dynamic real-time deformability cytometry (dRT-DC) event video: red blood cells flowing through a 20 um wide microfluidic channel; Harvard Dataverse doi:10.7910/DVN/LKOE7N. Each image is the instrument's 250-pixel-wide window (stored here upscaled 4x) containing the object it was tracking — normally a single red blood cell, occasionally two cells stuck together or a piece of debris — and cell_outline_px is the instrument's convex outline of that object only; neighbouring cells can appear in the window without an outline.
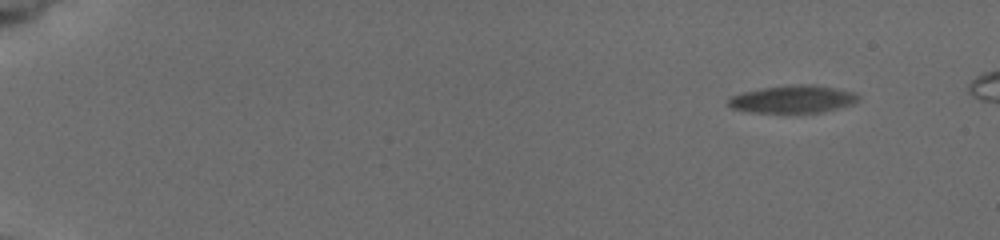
{"species": "common noctule bat (a hibernating species)", "species_latin": "Nyctalus noctula", "temperature_condition": "cold", "stored_images_in_passage": 9, "camera_frame_rate_fps": 3000, "um_per_image_px": 0.085, "animal": {"sex": "female", "body_mass_g": 19.5, "forearm_length_mm": 54.1}, "frame": {"image": 1, "passage_image": 1, "time_ms": 0.0, "image_size_px": [1000, 240], "cell_outline_px": [[856, 100], [852, 104], [820, 112], [756, 112], [732, 108], [728, 104], [728, 100], [732, 96], [744, 92], [764, 88], [832, 88], [852, 92], [856, 96]], "centroid_in_image_um": [67.31, 8.49], "position_along_channel_um": 17.7, "area_um2": 18.9}}
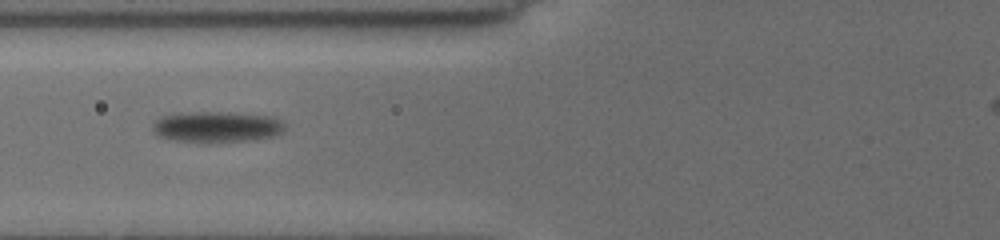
{"frame": {"image": 2, "passage_image": 8, "time_ms": 6.667, "image_size_px": [1000, 240], "cell_outline_px": [[284, 128], [280, 132], [272, 136], [252, 140], [176, 140], [160, 136], [152, 128], [152, 124], [160, 116], [172, 112], [236, 112], [272, 116], [280, 120], [284, 124]], "centroid_in_image_um": [18.41, 10.72], "position_along_channel_um": 107.4, "area_um2": 23.29}}